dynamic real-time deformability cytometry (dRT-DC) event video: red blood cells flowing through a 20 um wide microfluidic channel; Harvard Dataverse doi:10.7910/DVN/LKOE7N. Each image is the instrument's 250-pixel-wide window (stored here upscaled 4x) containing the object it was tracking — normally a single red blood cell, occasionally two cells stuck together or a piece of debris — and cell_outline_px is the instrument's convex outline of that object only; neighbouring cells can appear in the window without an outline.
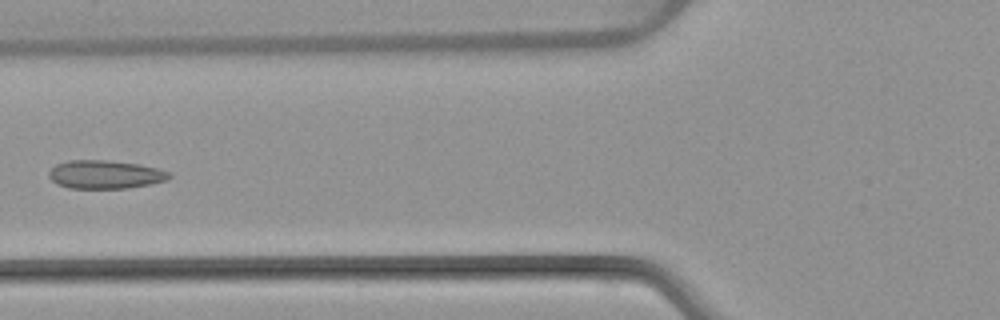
{"species": "common noctule bat (a hibernating species)", "species_latin": "Nyctalus noctula", "temperature_condition": "warm", "stored_images_in_passage": 5, "camera_frame_rate_fps": 3000, "um_per_image_px": 0.085, "animal": {"sex": "female", "body_mass_g": 22.7, "forearm_length_mm": 54.2}, "frame": {"image": 1, "passage_image": 5, "time_ms": 5.667, "image_size_px": [1000, 320], "cell_outline_px": [[172, 176], [168, 180], [152, 184], [128, 188], [68, 188], [56, 184], [48, 176], [48, 172], [56, 164], [68, 160], [104, 160], [140, 164], [156, 168], [168, 172]], "centroid_in_image_um": [8.93, 14.83], "position_along_channel_um": 116.9, "area_um2": 20.0}}